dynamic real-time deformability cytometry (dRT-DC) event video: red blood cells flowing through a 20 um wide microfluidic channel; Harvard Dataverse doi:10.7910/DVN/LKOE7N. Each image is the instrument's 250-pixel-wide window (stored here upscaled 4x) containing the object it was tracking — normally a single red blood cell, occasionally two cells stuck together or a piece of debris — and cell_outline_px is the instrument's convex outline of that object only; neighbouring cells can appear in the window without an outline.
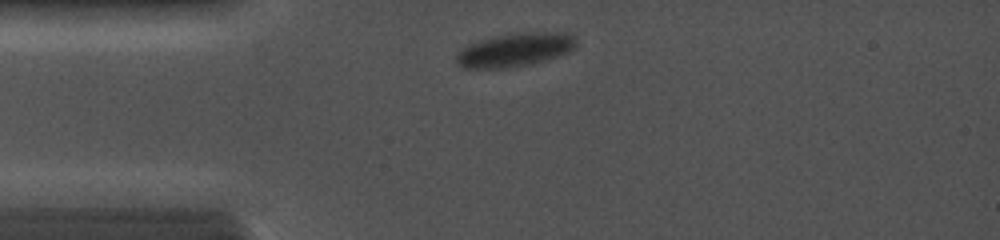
{"species": "common noctule bat (a hibernating species)", "species_latin": "Nyctalus noctula", "temperature_condition": "cold", "stored_images_in_passage": 3, "camera_frame_rate_fps": 5000, "um_per_image_px": 0.085, "animal": {"sex": "female", "body_mass_g": 19.0, "forearm_length_mm": 56.7}, "frame": {"image": 1, "passage_image": 1, "time_ms": 0.0, "image_size_px": [1000, 240], "cell_outline_px": [[576, 48], [568, 52], [544, 60], [528, 64], [508, 68], [464, 68], [456, 64], [456, 56], [460, 48], [468, 44], [480, 40], [496, 36], [528, 32], [560, 32], [572, 36], [576, 40]], "centroid_in_image_um": [43.73, 4.24], "position_along_channel_um": 41.3, "area_um2": 23.24}}
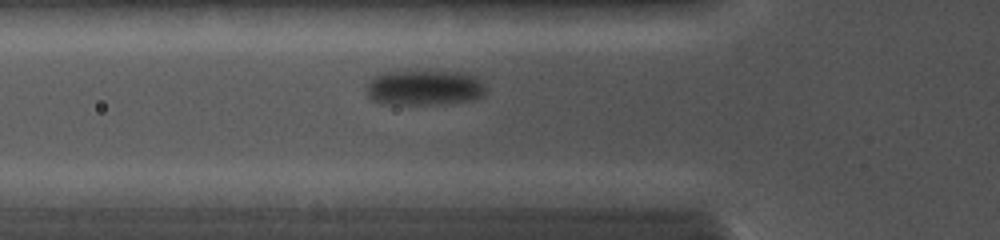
{"frame": {"image": 2, "passage_image": 3, "time_ms": 1.6, "image_size_px": [1000, 240], "cell_outline_px": [[484, 96], [472, 100], [444, 104], [380, 104], [372, 100], [368, 96], [364, 88], [372, 76], [380, 72], [404, 68], [460, 72], [476, 76], [484, 84]], "centroid_in_image_um": [35.98, 7.4], "position_along_channel_um": 89.8, "area_um2": 25.95}}